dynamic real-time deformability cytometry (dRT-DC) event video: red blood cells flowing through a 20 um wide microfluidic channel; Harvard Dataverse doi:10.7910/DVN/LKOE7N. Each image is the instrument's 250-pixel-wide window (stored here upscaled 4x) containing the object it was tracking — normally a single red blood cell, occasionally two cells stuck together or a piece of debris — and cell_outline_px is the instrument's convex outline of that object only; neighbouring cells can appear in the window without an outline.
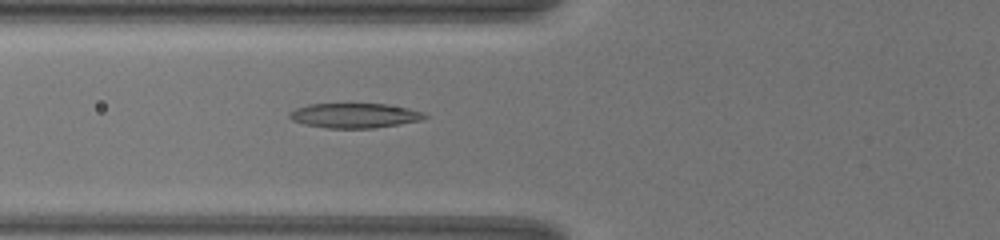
{"species": "common noctule bat (a hibernating species)", "species_latin": "Nyctalus noctula", "temperature_condition": "warm", "stored_images_in_passage": 43, "camera_frame_rate_fps": 3000, "um_per_image_px": 0.085, "animal": {"sex": "female", "body_mass_g": 19.5, "forearm_length_mm": 54.1}, "frame": {"image": 1, "passage_image": 3, "time_ms": 0.667, "image_size_px": [1000, 240], "cell_outline_px": [[428, 116], [420, 120], [400, 124], [372, 128], [324, 128], [304, 124], [292, 120], [288, 116], [288, 112], [296, 108], [308, 104], [388, 104], [408, 108], [424, 112]], "centroid_in_image_um": [30.11, 9.82], "position_along_channel_um": 95.7, "area_um2": 19.54}}
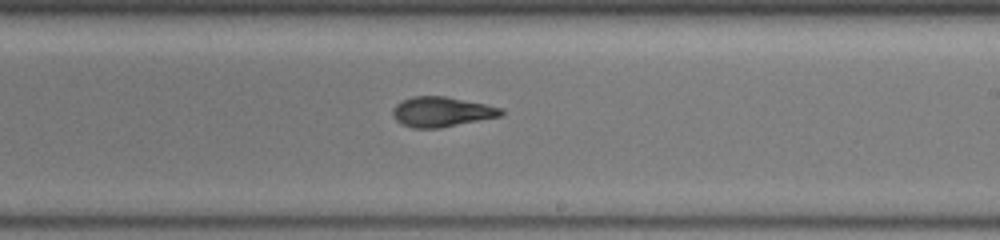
{"frame": {"image": 2, "passage_image": 18, "time_ms": 5.667, "image_size_px": [1000, 240], "cell_outline_px": [[504, 112], [500, 116], [440, 128], [412, 128], [400, 124], [396, 120], [392, 112], [396, 104], [412, 96], [444, 96], [484, 104], [500, 108]], "centroid_in_image_um": [37.49, 9.51], "position_along_channel_um": 251.5, "area_um2": 18.67}}
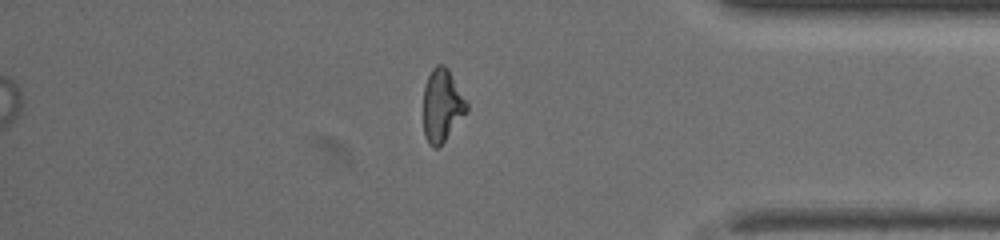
{"frame": {"image": 3, "passage_image": 34, "time_ms": 11.0, "image_size_px": [1000, 240], "cell_outline_px": [[468, 108], [440, 148], [432, 148], [428, 144], [424, 136], [424, 88], [428, 76], [432, 68], [436, 64], [444, 64], [448, 68], [468, 104]], "centroid_in_image_um": [37.55, 8.98], "position_along_channel_um": 397.6, "area_um2": 18.32}}